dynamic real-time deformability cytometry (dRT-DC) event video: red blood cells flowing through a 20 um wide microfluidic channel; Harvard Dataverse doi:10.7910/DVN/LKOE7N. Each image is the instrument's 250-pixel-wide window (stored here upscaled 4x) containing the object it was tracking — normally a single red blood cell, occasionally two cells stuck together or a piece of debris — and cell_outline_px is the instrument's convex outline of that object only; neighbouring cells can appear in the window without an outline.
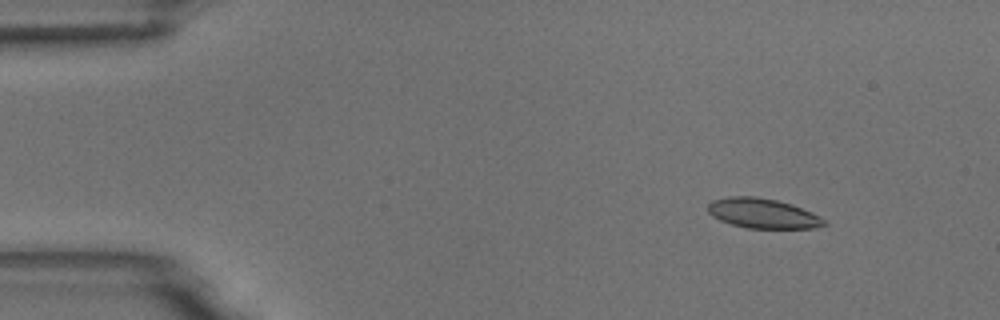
{"species": "common noctule bat (a hibernating species)", "species_latin": "Nyctalus noctula", "temperature_condition": "room temperature", "stored_images_in_passage": 6, "camera_frame_rate_fps": 3000, "um_per_image_px": 0.085, "animal": {"sex": "male", "body_mass_g": 18.8}, "frame": {"image": 1, "passage_image": 2, "time_ms": 1.0, "image_size_px": [1000, 320], "cell_outline_px": [[828, 224], [812, 228], [748, 228], [732, 224], [720, 220], [712, 216], [708, 212], [708, 204], [712, 200], [728, 196], [756, 196], [776, 200], [792, 204], [812, 212], [820, 216]], "centroid_in_image_um": [64.82, 18.12], "position_along_channel_um": 20.2, "area_um2": 20.23}}
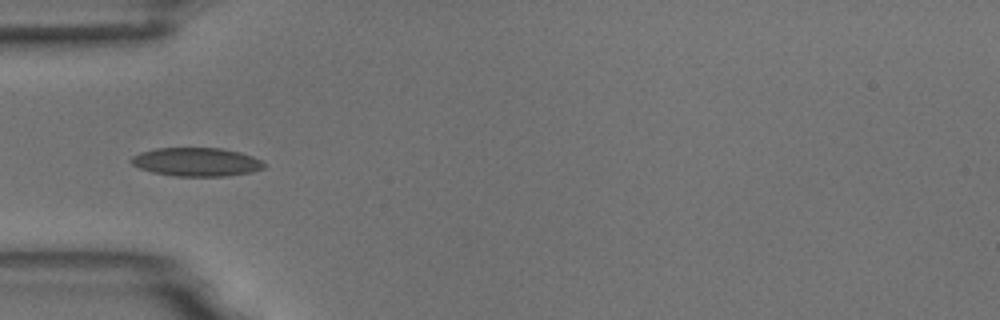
{"frame": {"image": 2, "passage_image": 5, "time_ms": 4.667, "image_size_px": [1000, 320], "cell_outline_px": [[264, 168], [252, 172], [224, 176], [176, 176], [152, 172], [140, 168], [132, 164], [128, 160], [132, 156], [140, 152], [156, 148], [220, 148], [240, 152], [252, 156], [260, 160], [264, 164]], "centroid_in_image_um": [16.67, 13.76], "position_along_channel_um": 68.3, "area_um2": 22.08}}